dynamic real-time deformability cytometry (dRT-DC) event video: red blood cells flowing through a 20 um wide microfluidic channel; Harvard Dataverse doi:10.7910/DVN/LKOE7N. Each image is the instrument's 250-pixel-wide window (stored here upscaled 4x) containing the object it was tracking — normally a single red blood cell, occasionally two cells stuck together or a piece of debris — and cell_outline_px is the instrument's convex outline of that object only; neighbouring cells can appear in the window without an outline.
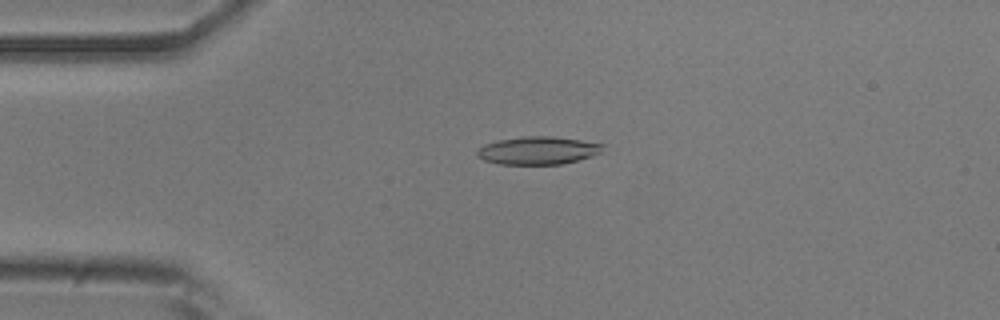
{"species": "common noctule bat (a hibernating species)", "species_latin": "Nyctalus noctula", "temperature_condition": "room temperature", "stored_images_in_passage": 53, "camera_frame_rate_fps": 3000, "um_per_image_px": 0.085, "animal": {"sex": "male", "body_mass_g": 20.5, "forearm_length_mm": 52.5}, "frame": {"image": 1, "passage_image": 12, "time_ms": 3.667, "image_size_px": [1000, 320], "cell_outline_px": [[604, 144], [600, 152], [592, 156], [560, 164], [500, 164], [484, 160], [476, 156], [476, 152], [484, 144], [500, 140], [524, 136], [556, 136]], "centroid_in_image_um": [45.7, 12.78], "position_along_channel_um": 39.3, "area_um2": 20.23}}
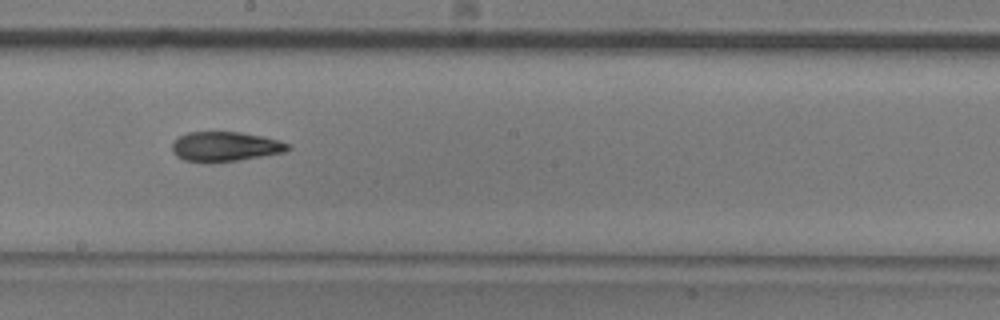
{"frame": {"image": 2, "passage_image": 29, "time_ms": 9.333, "image_size_px": [1000, 320], "cell_outline_px": [[292, 148], [284, 152], [236, 160], [208, 164], [204, 164], [184, 160], [176, 156], [172, 152], [172, 140], [188, 132], [240, 132], [260, 136], [276, 140], [288, 144]], "centroid_in_image_um": [19.05, 12.47], "position_along_channel_um": 229.2, "area_um2": 20.11}}
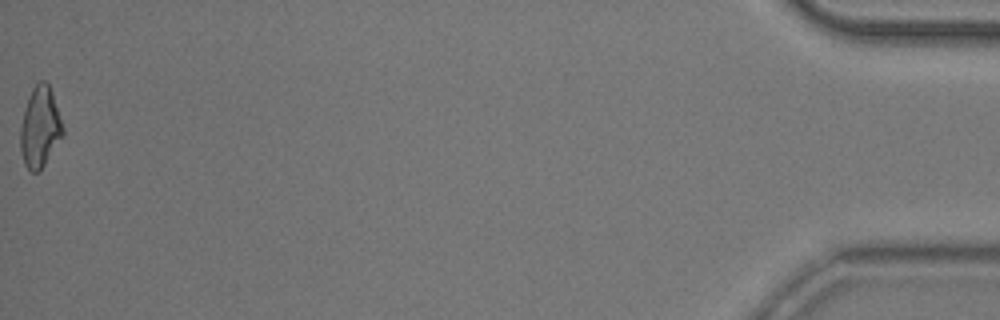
{"frame": {"image": 3, "passage_image": 53, "time_ms": 17.333, "image_size_px": [1000, 320], "cell_outline_px": [[64, 136], [40, 172], [32, 172], [24, 164], [20, 148], [20, 128], [24, 112], [32, 88], [40, 80], [44, 80], [48, 84], [52, 92], [64, 128]], "centroid_in_image_um": [3.42, 10.86], "position_along_channel_um": 431.8, "area_um2": 20.0}, "authors_computed_cell_mechanics": {"area_um2": 19.9988, "velocity_mm_per_s": 3.7978, "shape_relaxation_time_tau1_ms": 6.2044, "shape_relaxation_time_tau2_ms": 5.6242, "deformation_change_tau1": 0.1671, "deformation_change_tau2": 0.1631}}